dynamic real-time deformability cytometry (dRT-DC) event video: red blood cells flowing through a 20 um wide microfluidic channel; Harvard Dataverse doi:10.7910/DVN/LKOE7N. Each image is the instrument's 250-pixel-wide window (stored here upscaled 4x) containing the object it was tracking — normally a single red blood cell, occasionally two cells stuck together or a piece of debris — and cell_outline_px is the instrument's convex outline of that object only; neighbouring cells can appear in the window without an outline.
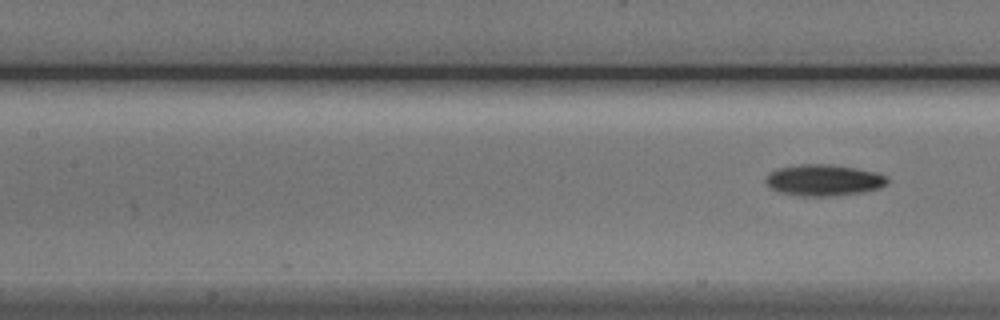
{"species": "Egyptian fruit bat (a non-hibernating species)", "species_latin": "Rousettus aegyptiacus", "temperature_condition": "cold", "stored_images_in_passage": 8, "camera_frame_rate_fps": 3000, "um_per_image_px": 0.085, "animal": {"sex": "male"}, "frame": {"image": 1, "passage_image": 8, "time_ms": 8.333, "image_size_px": [1000, 320], "cell_outline_px": [[888, 184], [880, 188], [864, 192], [836, 196], [800, 196], [780, 192], [772, 188], [764, 180], [772, 172], [780, 168], [804, 164], [828, 164], [856, 168], [876, 172], [888, 176]], "centroid_in_image_um": [70.09, 15.32], "position_along_channel_um": 137.3, "area_um2": 22.14}}